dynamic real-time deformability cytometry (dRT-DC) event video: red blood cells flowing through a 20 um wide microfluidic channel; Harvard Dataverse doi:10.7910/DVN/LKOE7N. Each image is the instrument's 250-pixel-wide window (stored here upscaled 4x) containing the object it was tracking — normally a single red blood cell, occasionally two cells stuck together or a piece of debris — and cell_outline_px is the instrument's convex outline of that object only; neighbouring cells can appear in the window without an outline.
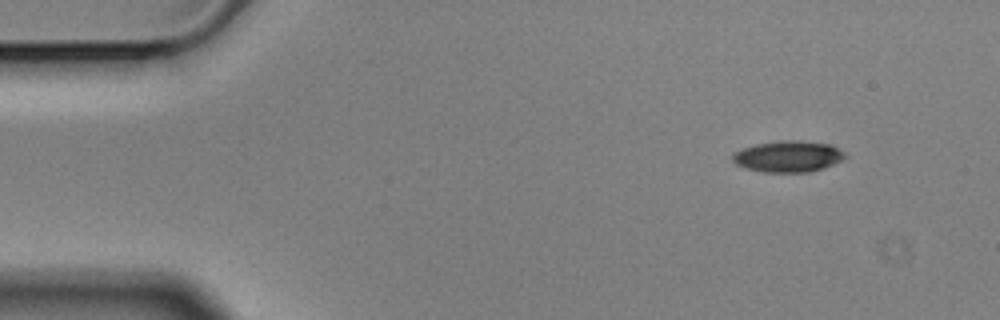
{"species": "Egyptian fruit bat (a non-hibernating species)", "species_latin": "Rousettus aegyptiacus", "temperature_condition": "cold", "stored_images_in_passage": 52, "camera_frame_rate_fps": 3000, "um_per_image_px": 0.085, "animal": {"sex": "male"}, "frame": {"image": 1, "passage_image": 1, "time_ms": 0.0, "image_size_px": [1000, 320], "cell_outline_px": [[848, 156], [824, 168], [808, 172], [764, 172], [744, 168], [736, 164], [732, 160], [732, 156], [736, 152], [744, 148], [756, 144], [784, 140], [800, 140], [828, 144], [844, 152]], "centroid_in_image_um": [66.98, 13.3], "position_along_channel_um": 18.0, "area_um2": 20.29}}
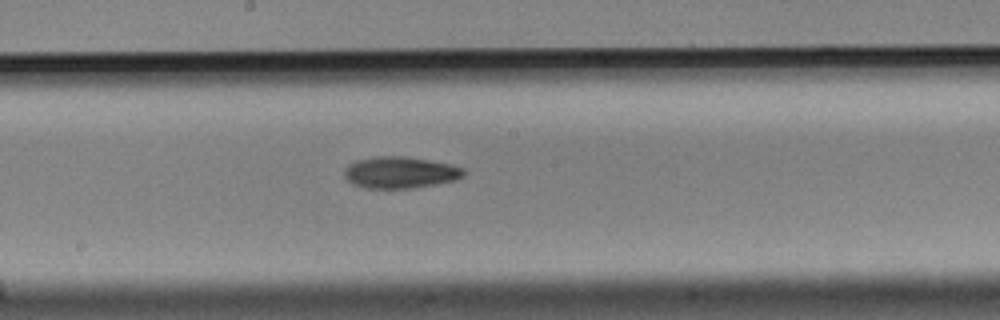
{"frame": {"image": 2, "passage_image": 25, "time_ms": 8.0, "image_size_px": [1000, 320], "cell_outline_px": [[464, 176], [456, 180], [436, 184], [412, 188], [364, 188], [352, 184], [344, 176], [344, 168], [348, 164], [356, 160], [376, 156], [404, 156], [452, 164], [464, 168]], "centroid_in_image_um": [34.0, 14.66], "position_along_channel_um": 214.2, "area_um2": 22.14}}
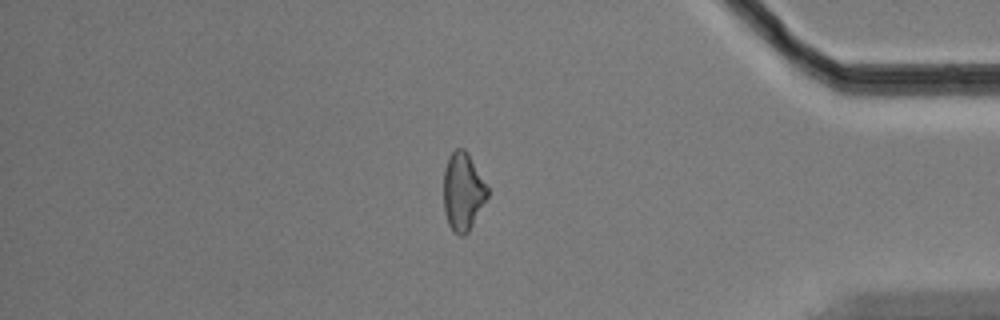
{"frame": {"image": 3, "passage_image": 43, "time_ms": 14.0, "image_size_px": [1000, 320], "cell_outline_px": [[488, 196], [468, 232], [464, 236], [460, 236], [452, 232], [448, 224], [444, 212], [444, 168], [448, 156], [456, 148], [464, 148], [468, 152], [488, 188]], "centroid_in_image_um": [39.33, 16.29], "position_along_channel_um": 395.9, "area_um2": 20.0}, "authors_computed_cell_mechanics": {"area_um2": 21.1837, "velocity_mm_per_s": 3.544, "shape_relaxation_time_tau1_ms": 4.0068, "shape_relaxation_time_tau2_ms": null, "deformation_change_tau1": 0.1162, "deformation_change_tau2": null}}